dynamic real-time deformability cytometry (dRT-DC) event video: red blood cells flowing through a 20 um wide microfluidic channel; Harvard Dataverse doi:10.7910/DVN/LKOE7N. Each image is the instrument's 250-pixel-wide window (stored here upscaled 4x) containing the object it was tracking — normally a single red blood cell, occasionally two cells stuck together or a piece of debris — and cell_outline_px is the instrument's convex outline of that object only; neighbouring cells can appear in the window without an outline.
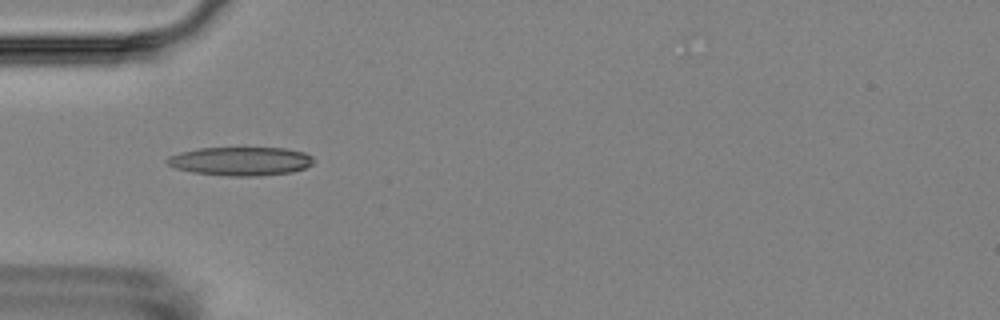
{"species": "Egyptian fruit bat (a non-hibernating species)", "species_latin": "Rousettus aegyptiacus", "temperature_condition": "room temperature", "stored_images_in_passage": 3, "camera_frame_rate_fps": 3000, "um_per_image_px": 0.085, "animal": {"sex": "female"}, "frame": {"image": 1, "passage_image": 2, "time_ms": 1.0, "image_size_px": [1000, 320], "cell_outline_px": [[316, 160], [312, 164], [304, 168], [292, 172], [256, 176], [228, 176], [192, 172], [176, 168], [168, 164], [164, 160], [168, 156], [180, 152], [200, 148], [284, 148], [304, 152], [312, 156]], "centroid_in_image_um": [20.46, 13.7], "position_along_channel_um": 64.5, "area_um2": 24.51}}